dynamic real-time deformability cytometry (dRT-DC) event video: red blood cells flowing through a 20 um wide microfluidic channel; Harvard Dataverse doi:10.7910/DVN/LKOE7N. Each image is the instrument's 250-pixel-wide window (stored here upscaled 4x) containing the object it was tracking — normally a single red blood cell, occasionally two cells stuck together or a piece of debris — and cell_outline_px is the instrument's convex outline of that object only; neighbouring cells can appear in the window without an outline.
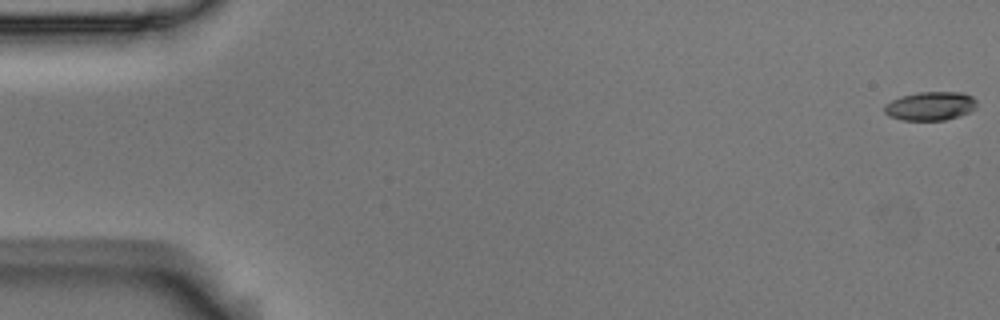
{"species": "Egyptian fruit bat (a non-hibernating species)", "species_latin": "Rousettus aegyptiacus", "temperature_condition": "room temperature", "stored_images_in_passage": 6, "camera_frame_rate_fps": 3000, "um_per_image_px": 0.085, "animal": {"sex": "male"}, "frame": {"image": 1, "passage_image": 1, "time_ms": 0.0, "image_size_px": [1000, 320], "cell_outline_px": [[976, 108], [960, 116], [944, 120], [900, 120], [888, 116], [884, 112], [884, 104], [900, 96], [920, 92], [964, 92], [972, 96], [976, 100]], "centroid_in_image_um": [79.07, 9.01], "position_along_channel_um": 5.9, "area_um2": 15.61}}
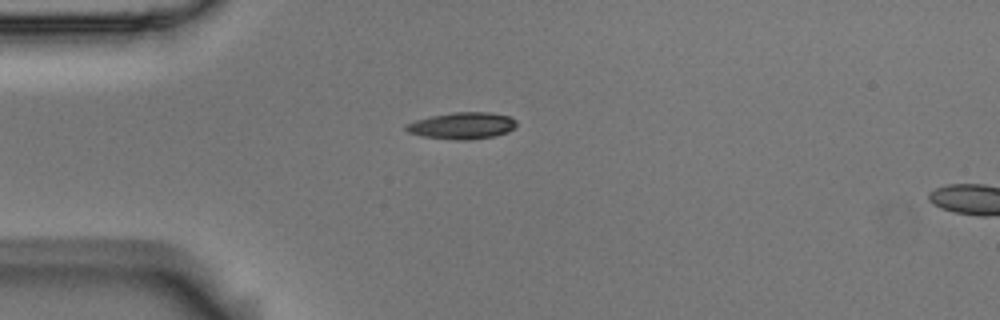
{"frame": {"image": 2, "passage_image": 5, "time_ms": 1.333, "image_size_px": [1000, 320], "cell_outline_px": [[516, 128], [508, 132], [496, 136], [468, 140], [456, 140], [424, 136], [408, 132], [404, 128], [404, 124], [416, 120], [432, 116], [452, 112], [492, 112], [508, 116], [516, 120]], "centroid_in_image_um": [39.31, 10.68], "position_along_channel_um": 45.7, "area_um2": 17.28}}